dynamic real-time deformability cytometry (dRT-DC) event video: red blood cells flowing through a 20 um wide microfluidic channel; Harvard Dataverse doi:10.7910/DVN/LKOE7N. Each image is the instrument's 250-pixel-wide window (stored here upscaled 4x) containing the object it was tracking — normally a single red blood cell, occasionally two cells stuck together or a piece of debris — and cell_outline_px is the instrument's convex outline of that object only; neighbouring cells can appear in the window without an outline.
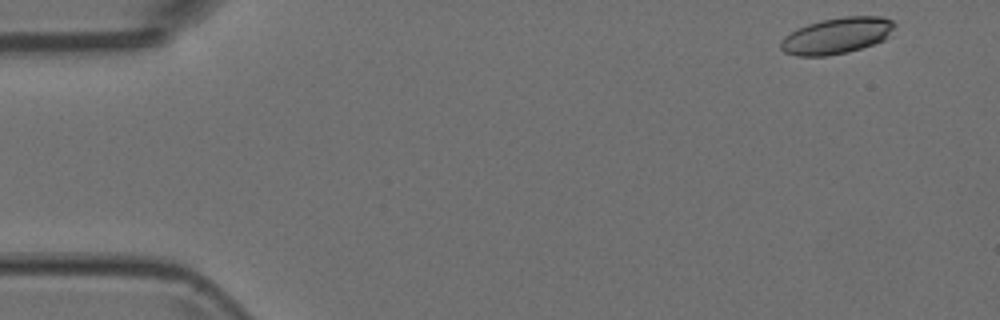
{"species": "Egyptian fruit bat (a non-hibernating species)", "species_latin": "Rousettus aegyptiacus", "temperature_condition": "room temperature", "stored_images_in_passage": 3, "camera_frame_rate_fps": 3000, "um_per_image_px": 0.085, "animal": {"sex": "female"}, "frame": {"image": 1, "passage_image": 1, "time_ms": 0.0, "image_size_px": [1000, 320], "cell_outline_px": [[896, 28], [884, 40], [848, 52], [824, 56], [796, 56], [784, 52], [780, 48], [780, 44], [784, 36], [796, 28], [808, 24], [824, 20], [844, 16], [880, 16], [892, 20], [896, 24]], "centroid_in_image_um": [71.13, 3.03], "position_along_channel_um": 13.9, "area_um2": 24.04}}